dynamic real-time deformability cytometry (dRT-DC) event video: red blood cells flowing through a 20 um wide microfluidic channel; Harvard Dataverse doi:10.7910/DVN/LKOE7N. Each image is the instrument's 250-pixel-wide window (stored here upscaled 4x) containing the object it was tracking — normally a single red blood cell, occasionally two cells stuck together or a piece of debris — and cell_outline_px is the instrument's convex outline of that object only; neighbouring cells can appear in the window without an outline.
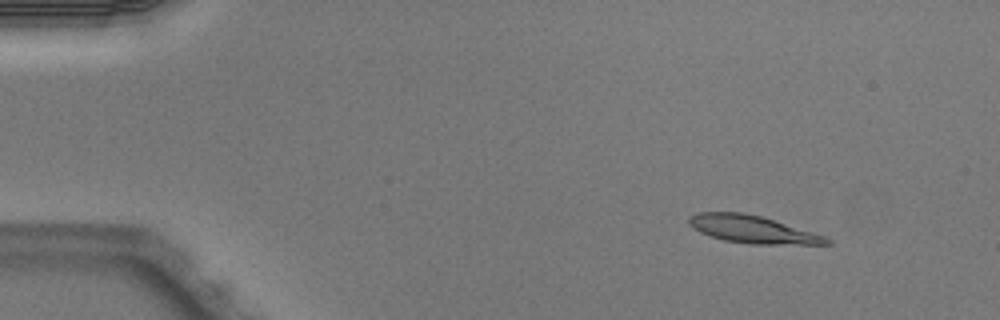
{"species": "Egyptian fruit bat (a non-hibernating species)", "species_latin": "Rousettus aegyptiacus", "temperature_condition": "warm", "stored_images_in_passage": 4, "camera_frame_rate_fps": 3000, "um_per_image_px": 0.085, "animal": {"sex": "male"}, "frame": {"image": 1, "passage_image": 1, "time_ms": 0.0, "image_size_px": [1000, 320], "cell_outline_px": [[832, 244], [752, 244], [724, 240], [700, 232], [692, 228], [688, 224], [688, 216], [700, 212], [744, 212], [760, 216], [824, 236], [832, 240]], "centroid_in_image_um": [63.91, 19.49], "position_along_channel_um": 21.1, "area_um2": 21.79}}
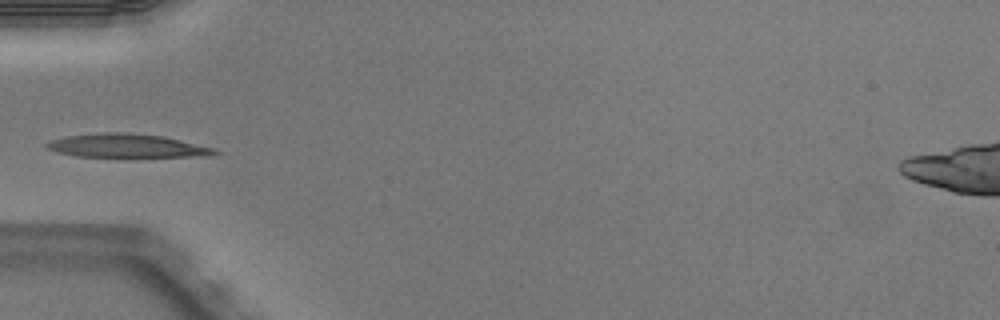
{"frame": {"image": 2, "passage_image": 4, "time_ms": 1.0, "image_size_px": [1000, 320], "cell_outline_px": [[220, 152], [212, 156], [76, 156], [56, 152], [48, 148], [44, 144], [48, 140], [68, 136], [100, 132], [116, 132], [164, 136], [216, 148]], "centroid_in_image_um": [10.79, 12.38], "position_along_channel_um": 74.2, "area_um2": 22.89}}